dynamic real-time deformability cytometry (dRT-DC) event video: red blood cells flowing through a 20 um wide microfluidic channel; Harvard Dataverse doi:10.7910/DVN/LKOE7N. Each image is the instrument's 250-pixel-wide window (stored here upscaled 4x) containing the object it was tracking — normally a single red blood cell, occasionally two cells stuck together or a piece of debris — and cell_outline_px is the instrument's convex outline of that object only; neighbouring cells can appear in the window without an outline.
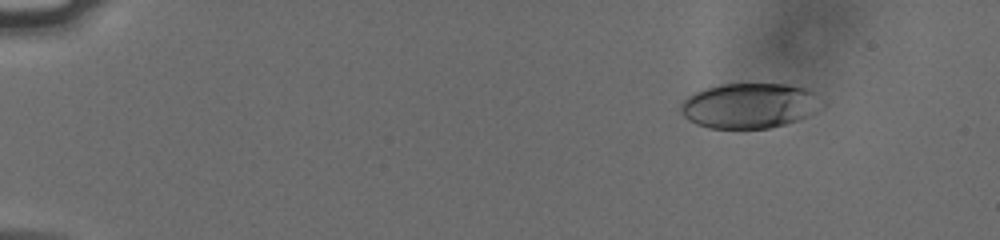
{"species": "human", "species_latin": "Homo sapiens", "temperature_condition": "cold", "stored_images_in_passage": 50, "camera_frame_rate_fps": 3000, "um_per_image_px": 0.085, "donor": {"sex": "male"}, "frame": {"image": 1, "passage_image": 2, "time_ms": 0.333, "image_size_px": [1000, 240], "cell_outline_px": [[828, 104], [808, 116], [784, 124], [768, 128], [708, 128], [696, 124], [688, 120], [680, 112], [680, 104], [688, 96], [704, 88], [720, 84], [788, 84], [808, 88]], "centroid_in_image_um": [63.74, 8.97], "position_along_channel_um": 21.3, "area_um2": 37.51}}
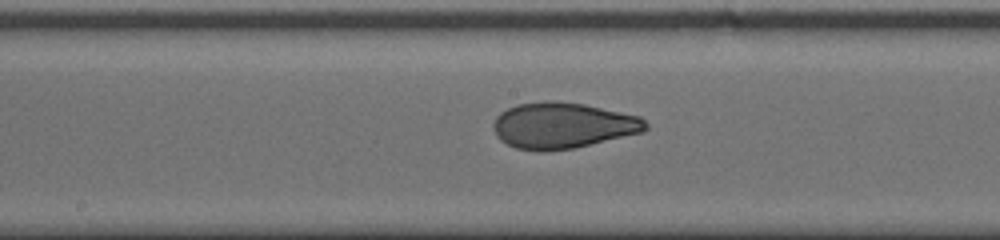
{"frame": {"image": 2, "passage_image": 26, "time_ms": 8.333, "image_size_px": [1000, 240], "cell_outline_px": [[648, 128], [644, 132], [572, 148], [516, 148], [500, 140], [496, 136], [492, 128], [492, 124], [496, 116], [500, 112], [516, 104], [544, 100], [556, 100], [584, 104], [640, 116], [648, 124]], "centroid_in_image_um": [47.83, 10.61], "position_along_channel_um": 200.4, "area_um2": 40.29}}
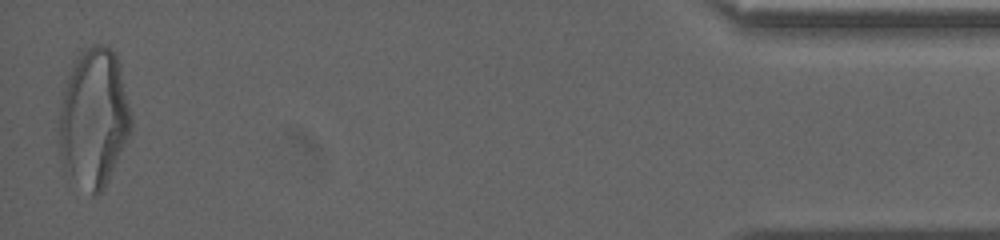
{"frame": {"image": 3, "passage_image": 50, "time_ms": 16.333, "image_size_px": [1000, 240], "cell_outline_px": [[132, 128], [104, 188], [100, 192], [92, 196], [72, 172], [60, 156], [60, 108], [68, 76], [72, 64], [76, 56], [80, 52], [92, 44], [104, 44], [112, 48], [116, 56], [132, 116]], "centroid_in_image_um": [8.0, 9.94], "position_along_channel_um": 427.2, "area_um2": 56.76}, "authors_computed_cell_mechanics": {"area_um2": 40.3444, "velocity_mm_per_s": 3.7975, "shape_relaxation_time_tau1_ms": 5.6062, "shape_relaxation_time_tau2_ms": 0.9916, "deformation_change_tau1": 0.1966, "deformation_change_tau2": 0.0657}}